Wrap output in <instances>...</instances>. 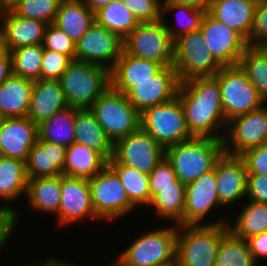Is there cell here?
Here are the masks:
<instances>
[{"label": "cell", "instance_id": "cell-50", "mask_svg": "<svg viewBox=\"0 0 267 266\" xmlns=\"http://www.w3.org/2000/svg\"><path fill=\"white\" fill-rule=\"evenodd\" d=\"M246 242L249 247V251L252 254L254 261L259 265L258 262L265 261L267 259V232L254 235L248 239Z\"/></svg>", "mask_w": 267, "mask_h": 266}, {"label": "cell", "instance_id": "cell-45", "mask_svg": "<svg viewBox=\"0 0 267 266\" xmlns=\"http://www.w3.org/2000/svg\"><path fill=\"white\" fill-rule=\"evenodd\" d=\"M139 23L156 22L162 18V0H122Z\"/></svg>", "mask_w": 267, "mask_h": 266}, {"label": "cell", "instance_id": "cell-53", "mask_svg": "<svg viewBox=\"0 0 267 266\" xmlns=\"http://www.w3.org/2000/svg\"><path fill=\"white\" fill-rule=\"evenodd\" d=\"M180 4L190 5L197 9L207 10L211 0H169Z\"/></svg>", "mask_w": 267, "mask_h": 266}, {"label": "cell", "instance_id": "cell-27", "mask_svg": "<svg viewBox=\"0 0 267 266\" xmlns=\"http://www.w3.org/2000/svg\"><path fill=\"white\" fill-rule=\"evenodd\" d=\"M25 196L31 210L57 217L61 206V176L28 179Z\"/></svg>", "mask_w": 267, "mask_h": 266}, {"label": "cell", "instance_id": "cell-1", "mask_svg": "<svg viewBox=\"0 0 267 266\" xmlns=\"http://www.w3.org/2000/svg\"><path fill=\"white\" fill-rule=\"evenodd\" d=\"M177 97L192 137L223 140L227 121L219 83L214 77H195L180 82Z\"/></svg>", "mask_w": 267, "mask_h": 266}, {"label": "cell", "instance_id": "cell-38", "mask_svg": "<svg viewBox=\"0 0 267 266\" xmlns=\"http://www.w3.org/2000/svg\"><path fill=\"white\" fill-rule=\"evenodd\" d=\"M185 199L186 187H166L152 198L148 207L158 220L167 219L177 225L183 219Z\"/></svg>", "mask_w": 267, "mask_h": 266}, {"label": "cell", "instance_id": "cell-7", "mask_svg": "<svg viewBox=\"0 0 267 266\" xmlns=\"http://www.w3.org/2000/svg\"><path fill=\"white\" fill-rule=\"evenodd\" d=\"M140 128L164 149L192 139L180 99L146 108L140 113Z\"/></svg>", "mask_w": 267, "mask_h": 266}, {"label": "cell", "instance_id": "cell-30", "mask_svg": "<svg viewBox=\"0 0 267 266\" xmlns=\"http://www.w3.org/2000/svg\"><path fill=\"white\" fill-rule=\"evenodd\" d=\"M27 181L28 178L24 161L0 155L1 206L15 209L14 206H12L13 202H16L15 200H18V198L25 197L23 195L26 194Z\"/></svg>", "mask_w": 267, "mask_h": 266}, {"label": "cell", "instance_id": "cell-2", "mask_svg": "<svg viewBox=\"0 0 267 266\" xmlns=\"http://www.w3.org/2000/svg\"><path fill=\"white\" fill-rule=\"evenodd\" d=\"M223 152L222 140L193 137L167 147L165 158L172 164L177 179L187 185L211 171Z\"/></svg>", "mask_w": 267, "mask_h": 266}, {"label": "cell", "instance_id": "cell-14", "mask_svg": "<svg viewBox=\"0 0 267 266\" xmlns=\"http://www.w3.org/2000/svg\"><path fill=\"white\" fill-rule=\"evenodd\" d=\"M112 157L122 165L149 174L165 158V149L139 128L114 143Z\"/></svg>", "mask_w": 267, "mask_h": 266}, {"label": "cell", "instance_id": "cell-11", "mask_svg": "<svg viewBox=\"0 0 267 266\" xmlns=\"http://www.w3.org/2000/svg\"><path fill=\"white\" fill-rule=\"evenodd\" d=\"M123 52L161 64L173 66L174 41L162 19L156 22L139 23L123 39Z\"/></svg>", "mask_w": 267, "mask_h": 266}, {"label": "cell", "instance_id": "cell-16", "mask_svg": "<svg viewBox=\"0 0 267 266\" xmlns=\"http://www.w3.org/2000/svg\"><path fill=\"white\" fill-rule=\"evenodd\" d=\"M123 51V40L96 21L76 43V60L111 70Z\"/></svg>", "mask_w": 267, "mask_h": 266}, {"label": "cell", "instance_id": "cell-49", "mask_svg": "<svg viewBox=\"0 0 267 266\" xmlns=\"http://www.w3.org/2000/svg\"><path fill=\"white\" fill-rule=\"evenodd\" d=\"M246 199L257 203H267V176L248 174Z\"/></svg>", "mask_w": 267, "mask_h": 266}, {"label": "cell", "instance_id": "cell-33", "mask_svg": "<svg viewBox=\"0 0 267 266\" xmlns=\"http://www.w3.org/2000/svg\"><path fill=\"white\" fill-rule=\"evenodd\" d=\"M74 123L75 107L68 106L38 125V139L67 148L75 142Z\"/></svg>", "mask_w": 267, "mask_h": 266}, {"label": "cell", "instance_id": "cell-56", "mask_svg": "<svg viewBox=\"0 0 267 266\" xmlns=\"http://www.w3.org/2000/svg\"><path fill=\"white\" fill-rule=\"evenodd\" d=\"M113 259H115L114 261L112 260V263H110V264H102V265H100V266H125L120 260H118L117 258H113ZM94 266H99V264H94Z\"/></svg>", "mask_w": 267, "mask_h": 266}, {"label": "cell", "instance_id": "cell-8", "mask_svg": "<svg viewBox=\"0 0 267 266\" xmlns=\"http://www.w3.org/2000/svg\"><path fill=\"white\" fill-rule=\"evenodd\" d=\"M92 205L98 221L113 222L135 212L116 172L107 164L97 175L88 179Z\"/></svg>", "mask_w": 267, "mask_h": 266}, {"label": "cell", "instance_id": "cell-5", "mask_svg": "<svg viewBox=\"0 0 267 266\" xmlns=\"http://www.w3.org/2000/svg\"><path fill=\"white\" fill-rule=\"evenodd\" d=\"M68 106L89 108L110 86V70L98 64L73 60L60 78Z\"/></svg>", "mask_w": 267, "mask_h": 266}, {"label": "cell", "instance_id": "cell-48", "mask_svg": "<svg viewBox=\"0 0 267 266\" xmlns=\"http://www.w3.org/2000/svg\"><path fill=\"white\" fill-rule=\"evenodd\" d=\"M16 209H11L0 205V252L8 244L13 233L18 228L20 220Z\"/></svg>", "mask_w": 267, "mask_h": 266}, {"label": "cell", "instance_id": "cell-15", "mask_svg": "<svg viewBox=\"0 0 267 266\" xmlns=\"http://www.w3.org/2000/svg\"><path fill=\"white\" fill-rule=\"evenodd\" d=\"M200 30L206 46L223 67L239 64L249 46L241 34L213 18L208 12L203 17Z\"/></svg>", "mask_w": 267, "mask_h": 266}, {"label": "cell", "instance_id": "cell-51", "mask_svg": "<svg viewBox=\"0 0 267 266\" xmlns=\"http://www.w3.org/2000/svg\"><path fill=\"white\" fill-rule=\"evenodd\" d=\"M13 74L12 57L0 47V87Z\"/></svg>", "mask_w": 267, "mask_h": 266}, {"label": "cell", "instance_id": "cell-10", "mask_svg": "<svg viewBox=\"0 0 267 266\" xmlns=\"http://www.w3.org/2000/svg\"><path fill=\"white\" fill-rule=\"evenodd\" d=\"M173 66L180 82L195 77H214L223 68L206 46L200 29L174 42Z\"/></svg>", "mask_w": 267, "mask_h": 266}, {"label": "cell", "instance_id": "cell-37", "mask_svg": "<svg viewBox=\"0 0 267 266\" xmlns=\"http://www.w3.org/2000/svg\"><path fill=\"white\" fill-rule=\"evenodd\" d=\"M259 97L267 103V46L249 45L240 58L239 64Z\"/></svg>", "mask_w": 267, "mask_h": 266}, {"label": "cell", "instance_id": "cell-59", "mask_svg": "<svg viewBox=\"0 0 267 266\" xmlns=\"http://www.w3.org/2000/svg\"><path fill=\"white\" fill-rule=\"evenodd\" d=\"M3 119H4V117L0 114V126L2 124Z\"/></svg>", "mask_w": 267, "mask_h": 266}, {"label": "cell", "instance_id": "cell-25", "mask_svg": "<svg viewBox=\"0 0 267 266\" xmlns=\"http://www.w3.org/2000/svg\"><path fill=\"white\" fill-rule=\"evenodd\" d=\"M65 157L66 147L38 139L25 162L27 178L61 176Z\"/></svg>", "mask_w": 267, "mask_h": 266}, {"label": "cell", "instance_id": "cell-42", "mask_svg": "<svg viewBox=\"0 0 267 266\" xmlns=\"http://www.w3.org/2000/svg\"><path fill=\"white\" fill-rule=\"evenodd\" d=\"M151 199L166 187H186L177 179L172 164L164 158L149 174Z\"/></svg>", "mask_w": 267, "mask_h": 266}, {"label": "cell", "instance_id": "cell-26", "mask_svg": "<svg viewBox=\"0 0 267 266\" xmlns=\"http://www.w3.org/2000/svg\"><path fill=\"white\" fill-rule=\"evenodd\" d=\"M75 142L99 152L107 161L113 156V143L89 108H75Z\"/></svg>", "mask_w": 267, "mask_h": 266}, {"label": "cell", "instance_id": "cell-57", "mask_svg": "<svg viewBox=\"0 0 267 266\" xmlns=\"http://www.w3.org/2000/svg\"><path fill=\"white\" fill-rule=\"evenodd\" d=\"M4 13H5V11H4V9L1 7V5H0V23H1V21H2V18H3V16H4Z\"/></svg>", "mask_w": 267, "mask_h": 266}, {"label": "cell", "instance_id": "cell-18", "mask_svg": "<svg viewBox=\"0 0 267 266\" xmlns=\"http://www.w3.org/2000/svg\"><path fill=\"white\" fill-rule=\"evenodd\" d=\"M180 85L174 66L163 67L150 80L137 83L126 97L130 104L141 113L146 108L173 100Z\"/></svg>", "mask_w": 267, "mask_h": 266}, {"label": "cell", "instance_id": "cell-6", "mask_svg": "<svg viewBox=\"0 0 267 266\" xmlns=\"http://www.w3.org/2000/svg\"><path fill=\"white\" fill-rule=\"evenodd\" d=\"M89 110L113 144L140 128V113L130 104L124 93L111 86Z\"/></svg>", "mask_w": 267, "mask_h": 266}, {"label": "cell", "instance_id": "cell-40", "mask_svg": "<svg viewBox=\"0 0 267 266\" xmlns=\"http://www.w3.org/2000/svg\"><path fill=\"white\" fill-rule=\"evenodd\" d=\"M13 74L24 79H41L44 49L42 44L22 46L11 50Z\"/></svg>", "mask_w": 267, "mask_h": 266}, {"label": "cell", "instance_id": "cell-4", "mask_svg": "<svg viewBox=\"0 0 267 266\" xmlns=\"http://www.w3.org/2000/svg\"><path fill=\"white\" fill-rule=\"evenodd\" d=\"M149 230L131 239L117 257L125 266H164L176 261L178 226L172 223Z\"/></svg>", "mask_w": 267, "mask_h": 266}, {"label": "cell", "instance_id": "cell-20", "mask_svg": "<svg viewBox=\"0 0 267 266\" xmlns=\"http://www.w3.org/2000/svg\"><path fill=\"white\" fill-rule=\"evenodd\" d=\"M38 140V125L28 117L4 118L0 126V155L27 161Z\"/></svg>", "mask_w": 267, "mask_h": 266}, {"label": "cell", "instance_id": "cell-13", "mask_svg": "<svg viewBox=\"0 0 267 266\" xmlns=\"http://www.w3.org/2000/svg\"><path fill=\"white\" fill-rule=\"evenodd\" d=\"M222 141L223 151L229 155H240L247 149L266 143L267 104L227 121Z\"/></svg>", "mask_w": 267, "mask_h": 266}, {"label": "cell", "instance_id": "cell-28", "mask_svg": "<svg viewBox=\"0 0 267 266\" xmlns=\"http://www.w3.org/2000/svg\"><path fill=\"white\" fill-rule=\"evenodd\" d=\"M34 81L12 74L0 87V114L4 118L27 117Z\"/></svg>", "mask_w": 267, "mask_h": 266}, {"label": "cell", "instance_id": "cell-36", "mask_svg": "<svg viewBox=\"0 0 267 266\" xmlns=\"http://www.w3.org/2000/svg\"><path fill=\"white\" fill-rule=\"evenodd\" d=\"M95 21L116 33L122 40L130 34L139 22L122 0H113L95 12Z\"/></svg>", "mask_w": 267, "mask_h": 266}, {"label": "cell", "instance_id": "cell-12", "mask_svg": "<svg viewBox=\"0 0 267 266\" xmlns=\"http://www.w3.org/2000/svg\"><path fill=\"white\" fill-rule=\"evenodd\" d=\"M217 208V209H216ZM219 208H224L218 199L217 183L215 177V165L214 168L203 174L201 177L186 185V199L185 208L183 212V219L177 224V226L187 225H214L227 223L230 218L221 215L216 220L207 222L206 219L208 214L214 209L217 211ZM213 210V211H212ZM221 217V218H220ZM203 221V222H202Z\"/></svg>", "mask_w": 267, "mask_h": 266}, {"label": "cell", "instance_id": "cell-39", "mask_svg": "<svg viewBox=\"0 0 267 266\" xmlns=\"http://www.w3.org/2000/svg\"><path fill=\"white\" fill-rule=\"evenodd\" d=\"M215 266H258L249 251L246 240L228 231L218 247Z\"/></svg>", "mask_w": 267, "mask_h": 266}, {"label": "cell", "instance_id": "cell-52", "mask_svg": "<svg viewBox=\"0 0 267 266\" xmlns=\"http://www.w3.org/2000/svg\"><path fill=\"white\" fill-rule=\"evenodd\" d=\"M56 255H54V257L50 258L49 256L47 258H43L41 261L38 260L37 262L36 261H32L25 264V265H22V266H78V264L76 263V261H66V260H60V258L58 259V256L57 258H55ZM40 261V262H39ZM80 266V265H79Z\"/></svg>", "mask_w": 267, "mask_h": 266}, {"label": "cell", "instance_id": "cell-43", "mask_svg": "<svg viewBox=\"0 0 267 266\" xmlns=\"http://www.w3.org/2000/svg\"><path fill=\"white\" fill-rule=\"evenodd\" d=\"M43 49L55 51L76 60V43L53 23L48 24L42 42Z\"/></svg>", "mask_w": 267, "mask_h": 266}, {"label": "cell", "instance_id": "cell-55", "mask_svg": "<svg viewBox=\"0 0 267 266\" xmlns=\"http://www.w3.org/2000/svg\"><path fill=\"white\" fill-rule=\"evenodd\" d=\"M23 0H0V5L5 12L13 10L17 7Z\"/></svg>", "mask_w": 267, "mask_h": 266}, {"label": "cell", "instance_id": "cell-32", "mask_svg": "<svg viewBox=\"0 0 267 266\" xmlns=\"http://www.w3.org/2000/svg\"><path fill=\"white\" fill-rule=\"evenodd\" d=\"M246 201V202H245ZM236 213L235 222L227 221L228 230L238 238L244 240L263 232H267V203L247 201Z\"/></svg>", "mask_w": 267, "mask_h": 266}, {"label": "cell", "instance_id": "cell-54", "mask_svg": "<svg viewBox=\"0 0 267 266\" xmlns=\"http://www.w3.org/2000/svg\"><path fill=\"white\" fill-rule=\"evenodd\" d=\"M92 12L108 5L113 0H81Z\"/></svg>", "mask_w": 267, "mask_h": 266}, {"label": "cell", "instance_id": "cell-22", "mask_svg": "<svg viewBox=\"0 0 267 266\" xmlns=\"http://www.w3.org/2000/svg\"><path fill=\"white\" fill-rule=\"evenodd\" d=\"M163 66L159 63L121 52L110 70L111 87L125 95L137 83L150 80Z\"/></svg>", "mask_w": 267, "mask_h": 266}, {"label": "cell", "instance_id": "cell-46", "mask_svg": "<svg viewBox=\"0 0 267 266\" xmlns=\"http://www.w3.org/2000/svg\"><path fill=\"white\" fill-rule=\"evenodd\" d=\"M250 45L267 46V0H258L253 17Z\"/></svg>", "mask_w": 267, "mask_h": 266}, {"label": "cell", "instance_id": "cell-29", "mask_svg": "<svg viewBox=\"0 0 267 266\" xmlns=\"http://www.w3.org/2000/svg\"><path fill=\"white\" fill-rule=\"evenodd\" d=\"M95 22V13L81 0H62L54 25L77 43Z\"/></svg>", "mask_w": 267, "mask_h": 266}, {"label": "cell", "instance_id": "cell-24", "mask_svg": "<svg viewBox=\"0 0 267 266\" xmlns=\"http://www.w3.org/2000/svg\"><path fill=\"white\" fill-rule=\"evenodd\" d=\"M258 0H211L207 12L241 34L250 45L254 11Z\"/></svg>", "mask_w": 267, "mask_h": 266}, {"label": "cell", "instance_id": "cell-41", "mask_svg": "<svg viewBox=\"0 0 267 266\" xmlns=\"http://www.w3.org/2000/svg\"><path fill=\"white\" fill-rule=\"evenodd\" d=\"M62 0H23L13 11L24 18L54 23Z\"/></svg>", "mask_w": 267, "mask_h": 266}, {"label": "cell", "instance_id": "cell-47", "mask_svg": "<svg viewBox=\"0 0 267 266\" xmlns=\"http://www.w3.org/2000/svg\"><path fill=\"white\" fill-rule=\"evenodd\" d=\"M239 156L243 159L248 174L267 176V142L247 149Z\"/></svg>", "mask_w": 267, "mask_h": 266}, {"label": "cell", "instance_id": "cell-58", "mask_svg": "<svg viewBox=\"0 0 267 266\" xmlns=\"http://www.w3.org/2000/svg\"><path fill=\"white\" fill-rule=\"evenodd\" d=\"M164 266H178V264H177V262L175 261V262H173V263H171V264L164 265Z\"/></svg>", "mask_w": 267, "mask_h": 266}, {"label": "cell", "instance_id": "cell-44", "mask_svg": "<svg viewBox=\"0 0 267 266\" xmlns=\"http://www.w3.org/2000/svg\"><path fill=\"white\" fill-rule=\"evenodd\" d=\"M73 62L70 56L45 50L42 58L41 79L60 80L67 67Z\"/></svg>", "mask_w": 267, "mask_h": 266}, {"label": "cell", "instance_id": "cell-34", "mask_svg": "<svg viewBox=\"0 0 267 266\" xmlns=\"http://www.w3.org/2000/svg\"><path fill=\"white\" fill-rule=\"evenodd\" d=\"M176 18V25H169L166 21L165 15L174 13ZM162 21L168 30L171 39L175 42L179 37L189 34L193 31L199 30L201 22L207 10L197 9L190 5L180 4L169 0H162ZM168 23V24H167Z\"/></svg>", "mask_w": 267, "mask_h": 266}, {"label": "cell", "instance_id": "cell-9", "mask_svg": "<svg viewBox=\"0 0 267 266\" xmlns=\"http://www.w3.org/2000/svg\"><path fill=\"white\" fill-rule=\"evenodd\" d=\"M214 78L219 83L226 121L265 105L257 89L239 65L223 67Z\"/></svg>", "mask_w": 267, "mask_h": 266}, {"label": "cell", "instance_id": "cell-21", "mask_svg": "<svg viewBox=\"0 0 267 266\" xmlns=\"http://www.w3.org/2000/svg\"><path fill=\"white\" fill-rule=\"evenodd\" d=\"M48 24L24 18L13 10L4 13L0 23V47L10 52L16 48L42 44Z\"/></svg>", "mask_w": 267, "mask_h": 266}, {"label": "cell", "instance_id": "cell-19", "mask_svg": "<svg viewBox=\"0 0 267 266\" xmlns=\"http://www.w3.org/2000/svg\"><path fill=\"white\" fill-rule=\"evenodd\" d=\"M247 176L245 163L239 155H229L223 152L216 160L217 193L223 207H233L240 200L244 201L247 192Z\"/></svg>", "mask_w": 267, "mask_h": 266}, {"label": "cell", "instance_id": "cell-35", "mask_svg": "<svg viewBox=\"0 0 267 266\" xmlns=\"http://www.w3.org/2000/svg\"><path fill=\"white\" fill-rule=\"evenodd\" d=\"M108 165L116 172L124 186L129 200L137 207H148L152 201L148 174L118 163L113 157ZM139 205V206H138Z\"/></svg>", "mask_w": 267, "mask_h": 266}, {"label": "cell", "instance_id": "cell-23", "mask_svg": "<svg viewBox=\"0 0 267 266\" xmlns=\"http://www.w3.org/2000/svg\"><path fill=\"white\" fill-rule=\"evenodd\" d=\"M67 107L60 80L34 81L27 116L33 123L39 125Z\"/></svg>", "mask_w": 267, "mask_h": 266}, {"label": "cell", "instance_id": "cell-3", "mask_svg": "<svg viewBox=\"0 0 267 266\" xmlns=\"http://www.w3.org/2000/svg\"><path fill=\"white\" fill-rule=\"evenodd\" d=\"M227 223L178 226L176 262L178 266H215L221 238Z\"/></svg>", "mask_w": 267, "mask_h": 266}, {"label": "cell", "instance_id": "cell-17", "mask_svg": "<svg viewBox=\"0 0 267 266\" xmlns=\"http://www.w3.org/2000/svg\"><path fill=\"white\" fill-rule=\"evenodd\" d=\"M56 218V227L63 229L83 219H99L92 205L88 179L61 175V206Z\"/></svg>", "mask_w": 267, "mask_h": 266}, {"label": "cell", "instance_id": "cell-31", "mask_svg": "<svg viewBox=\"0 0 267 266\" xmlns=\"http://www.w3.org/2000/svg\"><path fill=\"white\" fill-rule=\"evenodd\" d=\"M107 164L108 161L99 152L74 142L66 148L63 175L90 179Z\"/></svg>", "mask_w": 267, "mask_h": 266}]
</instances>
